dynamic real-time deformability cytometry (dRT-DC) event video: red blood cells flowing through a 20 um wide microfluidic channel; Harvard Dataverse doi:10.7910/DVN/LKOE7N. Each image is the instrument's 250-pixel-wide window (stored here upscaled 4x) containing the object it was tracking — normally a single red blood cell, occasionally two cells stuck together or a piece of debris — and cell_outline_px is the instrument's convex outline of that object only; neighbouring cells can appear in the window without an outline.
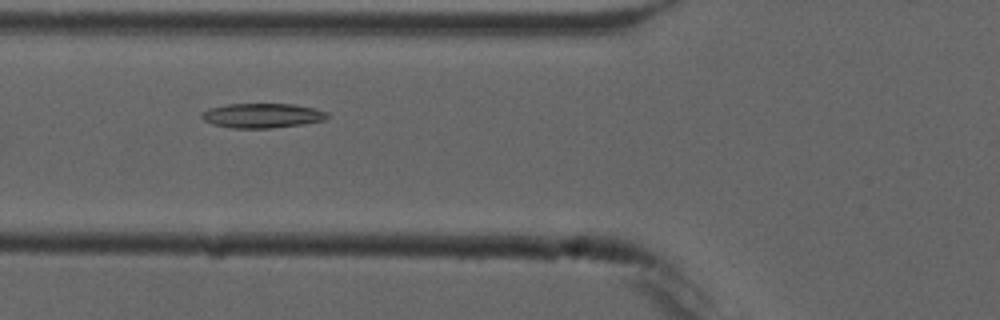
{"species": "common noctule bat (a hibernating species)", "species_latin": "Nyctalus noctula", "temperature_condition": "cold", "stored_images_in_passage": 5, "camera_frame_rate_fps": 3000, "um_per_image_px": 0.085, "animal": {"sex": "male", "forearm_length_mm": 52.5}, "frame": {"image": 1, "passage_image": 3, "time_ms": 2.333, "image_size_px": [1000, 320], "cell_outline_px": [[332, 116], [324, 120], [304, 124], [272, 128], [232, 128], [212, 124], [204, 120], [200, 116], [208, 108], [228, 104], [292, 104], [316, 108], [328, 112]], "centroid_in_image_um": [22.34, 9.82], "position_along_channel_um": 103.5, "area_um2": 18.15}}
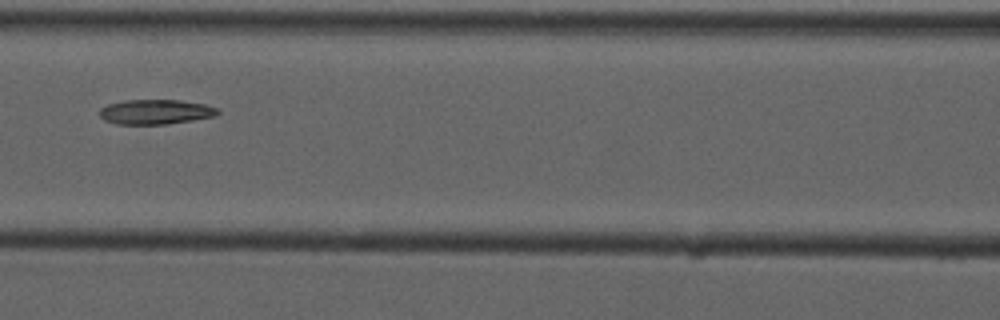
{"frame": {"image": 2, "passage_image": 4, "time_ms": 3.667, "image_size_px": [1000, 320], "cell_outline_px": [[220, 112], [216, 116], [168, 124], [116, 124], [104, 120], [100, 116], [100, 108], [108, 104], [124, 100], [180, 100], [204, 104], [216, 108]], "centroid_in_image_um": [13.21, 9.51], "position_along_channel_um": 153.4, "area_um2": 17.05}}
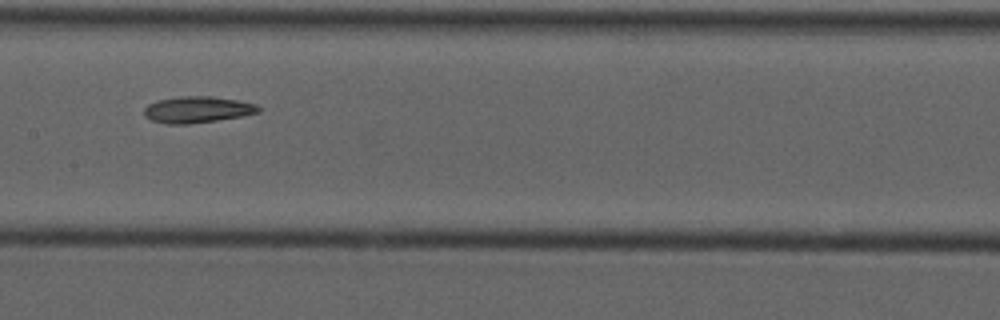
{"frame": {"image": 3, "passage_image": 5, "time_ms": 4.667, "image_size_px": [1000, 320], "cell_outline_px": [[260, 112], [240, 116], [216, 120], [188, 124], [168, 124], [152, 120], [144, 116], [144, 108], [148, 104], [156, 100], [180, 96], [212, 96], [236, 100], [256, 104], [260, 108]], "centroid_in_image_um": [16.74, 9.31], "position_along_channel_um": 190.7, "area_um2": 17.51}}